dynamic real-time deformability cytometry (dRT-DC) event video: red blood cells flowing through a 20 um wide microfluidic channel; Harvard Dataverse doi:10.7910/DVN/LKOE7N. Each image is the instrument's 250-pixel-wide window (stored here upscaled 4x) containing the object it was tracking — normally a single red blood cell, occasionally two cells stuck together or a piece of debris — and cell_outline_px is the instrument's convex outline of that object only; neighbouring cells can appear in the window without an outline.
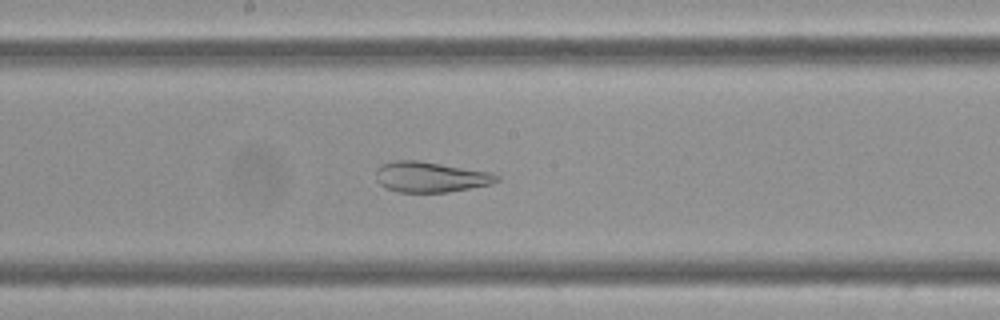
{"species": "Egyptian fruit bat (a non-hibernating species)", "species_latin": "Rousettus aegyptiacus", "temperature_condition": "cold", "stored_images_in_passage": 40, "camera_frame_rate_fps": 3000, "um_per_image_px": 0.085, "frame": {"image": 1, "passage_image": 13, "time_ms": 4.0, "image_size_px": [1000, 320], "cell_outline_px": [[500, 180], [492, 184], [448, 192], [396, 192], [380, 184], [376, 180], [376, 168], [384, 164], [396, 160], [420, 160], [492, 172], [500, 176]], "centroid_in_image_um": [36.63, 15.04], "position_along_channel_um": 211.6, "area_um2": 21.62}}
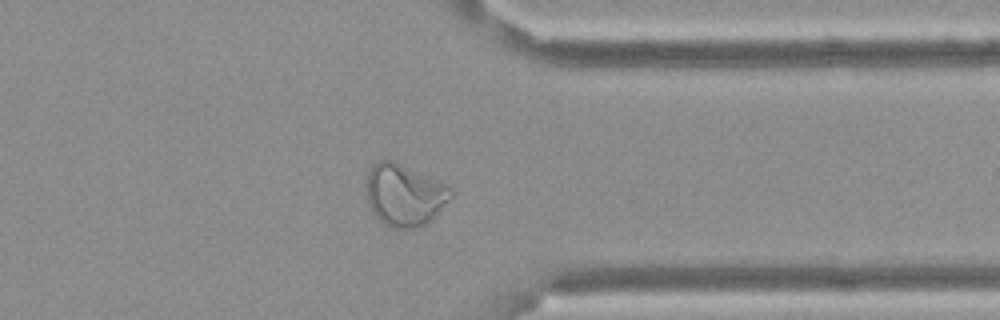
{"frame": {"image": 2, "passage_image": 28, "time_ms": 9.0, "image_size_px": [1000, 320], "cell_outline_px": [[452, 196], [432, 220], [420, 228], [392, 228], [384, 224], [372, 212], [368, 204], [364, 192], [364, 184], [368, 168], [376, 160], [396, 160], [452, 188]], "centroid_in_image_um": [34.3, 16.55], "position_along_channel_um": 377.1, "area_um2": 31.21}}
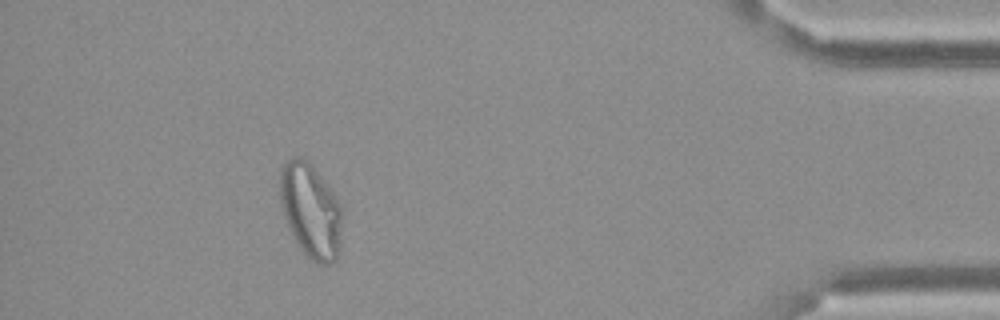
{"frame": {"image": 3, "passage_image": 35, "time_ms": 11.333, "image_size_px": [1000, 320], "cell_outline_px": [[344, 208], [340, 252], [336, 260], [332, 264], [316, 264], [296, 244], [288, 228], [280, 204], [280, 168], [292, 156], [304, 156], [324, 180]], "centroid_in_image_um": [26.44, 17.92], "position_along_channel_um": 408.8, "area_um2": 35.08}}